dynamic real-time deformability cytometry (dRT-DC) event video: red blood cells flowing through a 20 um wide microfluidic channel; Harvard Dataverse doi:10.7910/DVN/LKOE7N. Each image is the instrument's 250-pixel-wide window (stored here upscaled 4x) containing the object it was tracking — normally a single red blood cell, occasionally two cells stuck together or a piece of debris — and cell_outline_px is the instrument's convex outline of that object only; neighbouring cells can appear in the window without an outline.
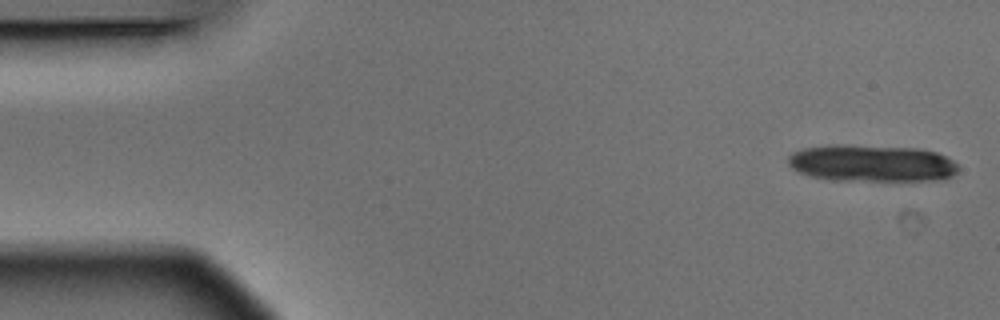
{"species": "Egyptian fruit bat (a non-hibernating species)", "species_latin": "Rousettus aegyptiacus", "temperature_condition": "warm", "stored_images_in_passage": 5, "camera_frame_rate_fps": 3000, "um_per_image_px": 0.085, "animal": {"sex": "male"}, "frame": {"image": 1, "passage_image": 1, "time_ms": 0.0, "image_size_px": [1000, 320], "cell_outline_px": [[956, 172], [952, 176], [944, 180], [832, 180], [812, 176], [800, 172], [792, 168], [788, 164], [788, 156], [792, 152], [804, 148], [828, 144], [848, 144], [916, 148], [936, 152], [952, 160], [956, 164]], "centroid_in_image_um": [74.06, 13.86], "position_along_channel_um": 10.9, "area_um2": 36.7}}